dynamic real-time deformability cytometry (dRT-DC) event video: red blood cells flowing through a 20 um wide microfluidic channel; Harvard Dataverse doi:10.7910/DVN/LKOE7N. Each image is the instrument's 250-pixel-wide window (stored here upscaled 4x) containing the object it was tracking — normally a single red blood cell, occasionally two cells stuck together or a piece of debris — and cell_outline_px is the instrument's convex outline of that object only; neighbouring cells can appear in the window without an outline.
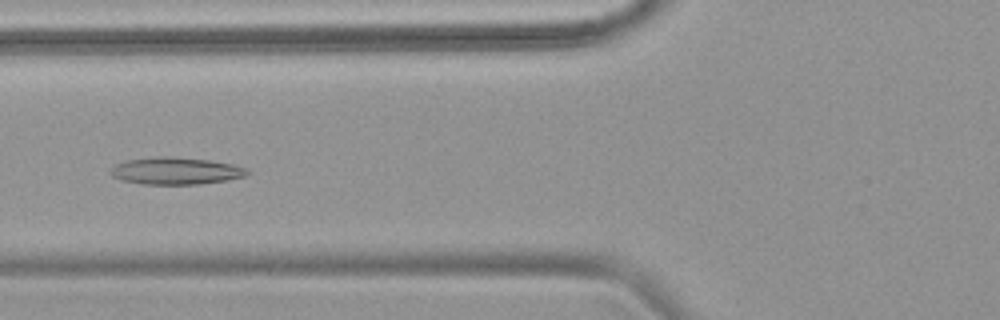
{"species": "common noctule bat (a hibernating species)", "species_latin": "Nyctalus noctula", "temperature_condition": "warm", "stored_images_in_passage": 54, "camera_frame_rate_fps": 3000, "um_per_image_px": 0.085, "animal": {"sex": "female", "body_mass_g": 18.4}, "frame": {"image": 1, "passage_image": 22, "time_ms": 7.0, "image_size_px": [1000, 320], "cell_outline_px": [[248, 176], [228, 180], [200, 184], [140, 184], [120, 180], [112, 176], [108, 172], [116, 164], [128, 160], [164, 156], [208, 160], [232, 164], [248, 168]], "centroid_in_image_um": [14.95, 14.54], "position_along_channel_um": 110.8, "area_um2": 21.56}}
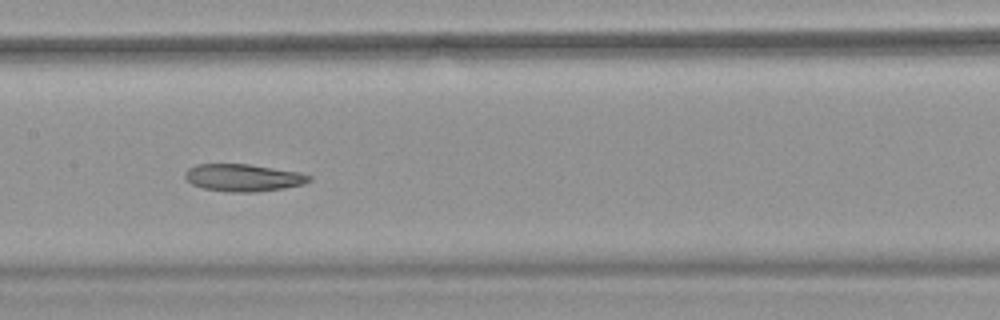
{"frame": {"image": 2, "passage_image": 28, "time_ms": 9.0, "image_size_px": [1000, 320], "cell_outline_px": [[312, 180], [304, 184], [284, 188], [256, 192], [228, 192], [204, 188], [192, 184], [184, 176], [184, 172], [188, 168], [196, 164], [248, 164], [300, 172], [312, 176]], "centroid_in_image_um": [20.69, 15.1], "position_along_channel_um": 186.7, "area_um2": 19.83}}
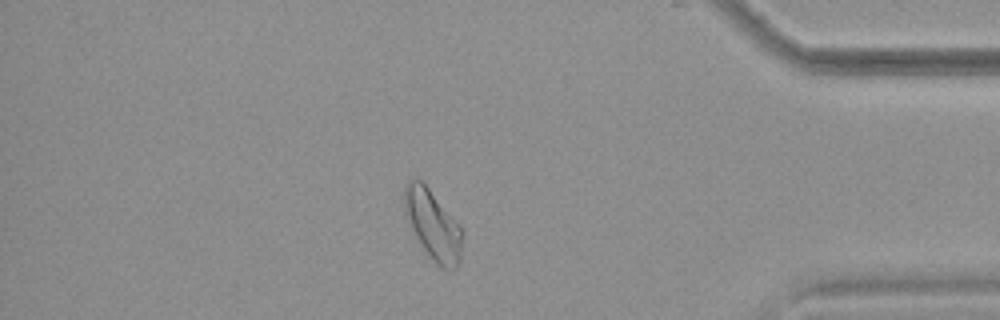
{"frame": {"image": 3, "passage_image": 47, "time_ms": 15.333, "image_size_px": [1000, 320], "cell_outline_px": [[464, 232], [460, 260], [456, 268], [444, 268], [436, 264], [432, 260], [416, 236], [404, 212], [404, 188], [408, 180], [420, 180], [428, 188], [460, 224]], "centroid_in_image_um": [36.83, 19.12], "position_along_channel_um": 398.4, "area_um2": 23.24}, "authors_computed_cell_mechanics": {"area_um2": 23.3512, "velocity_mm_per_s": 3.8032, "shape_relaxation_time_tau1_ms": null, "shape_relaxation_time_tau2_ms": 8.3937, "deformation_change_tau1": null, "deformation_change_tau2": 0.1712}}